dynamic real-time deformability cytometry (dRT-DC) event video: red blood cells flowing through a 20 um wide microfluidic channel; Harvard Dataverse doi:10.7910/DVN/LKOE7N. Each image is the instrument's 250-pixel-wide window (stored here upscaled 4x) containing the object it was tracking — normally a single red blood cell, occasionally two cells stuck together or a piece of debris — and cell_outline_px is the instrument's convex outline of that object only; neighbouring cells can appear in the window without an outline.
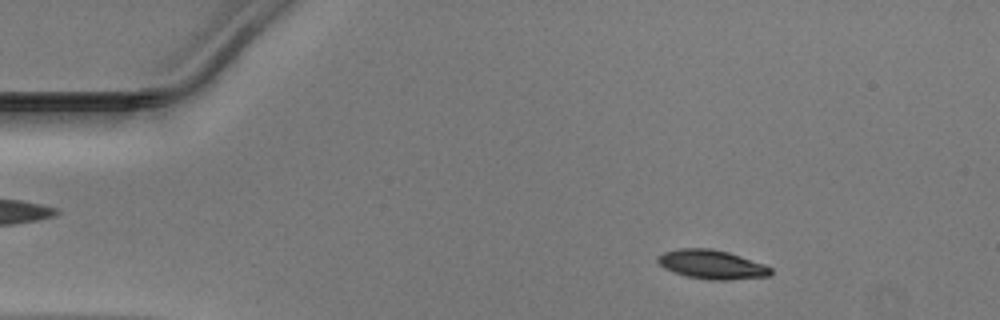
{"species": "Egyptian fruit bat (a non-hibernating species)", "species_latin": "Rousettus aegyptiacus", "temperature_condition": "warm", "stored_images_in_passage": 49, "camera_frame_rate_fps": 3000, "um_per_image_px": 0.085, "animal": {"sex": "male"}, "frame": {"image": 1, "passage_image": 7, "time_ms": 2.0, "image_size_px": [1000, 320], "cell_outline_px": [[772, 272], [768, 276], [728, 280], [712, 280], [688, 276], [672, 272], [664, 268], [656, 260], [656, 256], [664, 252], [680, 248], [712, 248], [728, 252], [764, 264], [772, 268]], "centroid_in_image_um": [60.48, 22.47], "position_along_channel_um": 24.5, "area_um2": 19.07}}
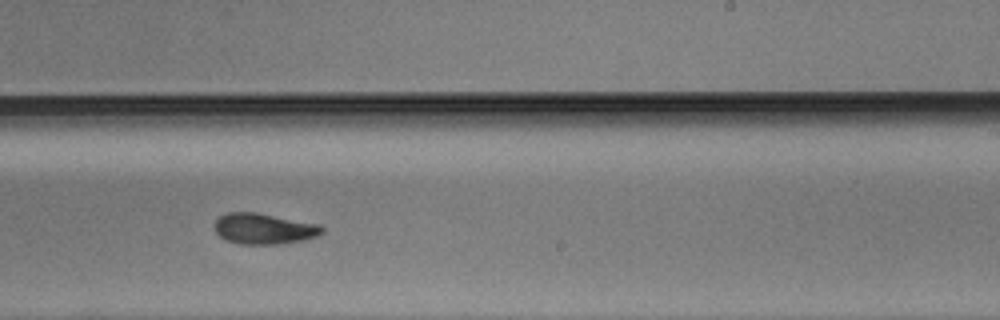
{"frame": {"image": 2, "passage_image": 30, "time_ms": 9.667, "image_size_px": [1000, 320], "cell_outline_px": [[324, 232], [316, 236], [300, 240], [280, 244], [240, 244], [228, 240], [220, 236], [212, 228], [212, 224], [220, 216], [228, 212], [256, 212], [320, 224], [324, 228]], "centroid_in_image_um": [22.41, 19.43], "position_along_channel_um": 266.6, "area_um2": 19.36}}
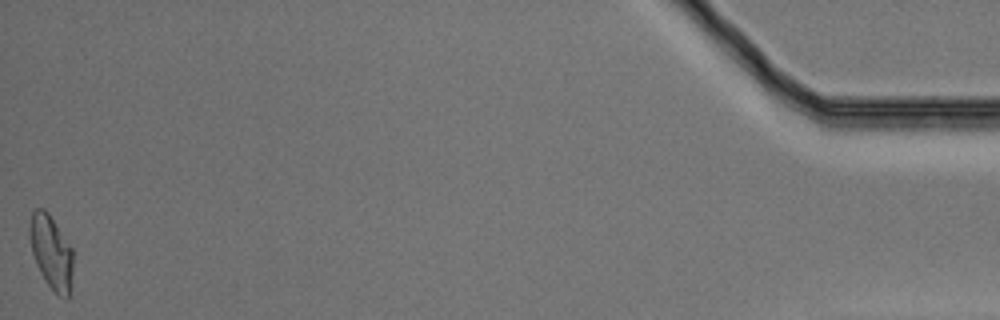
{"frame": {"image": 3, "passage_image": 49, "time_ms": 16.0, "image_size_px": [1000, 320], "cell_outline_px": [[72, 276], [68, 300], [64, 300], [48, 284], [40, 272], [36, 264], [32, 252], [28, 232], [28, 224], [32, 212], [36, 208], [44, 208], [48, 212], [72, 248]], "centroid_in_image_um": [4.34, 21.41], "position_along_channel_um": 430.9, "area_um2": 18.67}}